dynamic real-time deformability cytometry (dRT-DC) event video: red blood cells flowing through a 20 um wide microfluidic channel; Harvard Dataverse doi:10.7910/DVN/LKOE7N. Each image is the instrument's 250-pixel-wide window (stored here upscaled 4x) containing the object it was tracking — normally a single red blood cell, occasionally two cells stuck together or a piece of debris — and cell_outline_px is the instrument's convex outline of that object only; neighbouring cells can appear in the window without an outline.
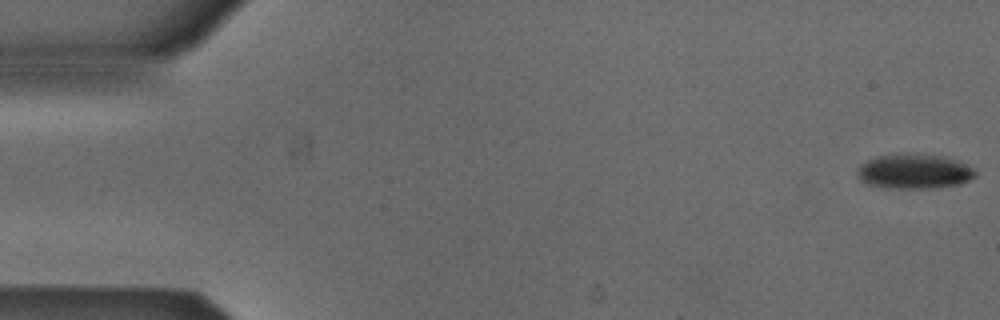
{"species": "Egyptian fruit bat (a non-hibernating species)", "species_latin": "Rousettus aegyptiacus", "temperature_condition": "cold", "stored_images_in_passage": 3, "segment_of_instrument_passage": [2, 2], "camera_frame_rate_fps": 3000, "um_per_image_px": 0.085, "animal": {"sex": "male"}, "frame": {"image": 1, "passage_image": 3, "time_ms": 0.667, "image_size_px": [1000, 320], "cell_outline_px": [[976, 176], [960, 184], [932, 188], [884, 188], [868, 184], [860, 180], [856, 176], [856, 168], [860, 164], [876, 156], [944, 156], [964, 164], [972, 168], [976, 172]], "centroid_in_image_um": [77.66, 14.62], "position_along_channel_um": 7.3, "area_um2": 23.24}}